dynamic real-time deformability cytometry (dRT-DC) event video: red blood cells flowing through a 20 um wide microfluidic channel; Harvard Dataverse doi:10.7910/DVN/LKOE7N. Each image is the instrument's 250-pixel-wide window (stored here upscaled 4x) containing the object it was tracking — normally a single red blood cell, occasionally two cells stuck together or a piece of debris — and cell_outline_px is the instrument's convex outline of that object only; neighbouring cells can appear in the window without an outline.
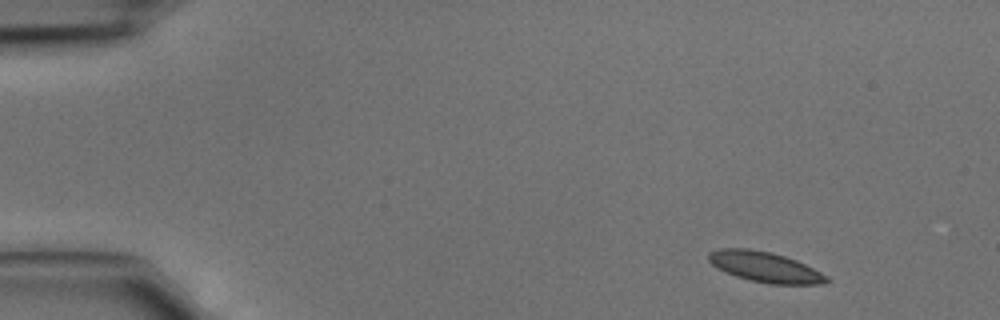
{"species": "common noctule bat (a hibernating species)", "species_latin": "Nyctalus noctula", "temperature_condition": "cold", "stored_images_in_passage": 4, "camera_frame_rate_fps": 3000, "um_per_image_px": 0.085, "animal": {"sex": "male", "body_mass_g": 15.6}, "frame": {"image": 1, "passage_image": 1, "time_ms": 0.0, "image_size_px": [1000, 320], "cell_outline_px": [[832, 280], [820, 284], [768, 284], [736, 276], [712, 264], [708, 260], [708, 252], [720, 248], [748, 248], [772, 252], [796, 260], [828, 276]], "centroid_in_image_um": [65.04, 22.68], "position_along_channel_um": 20.0, "area_um2": 20.69}}
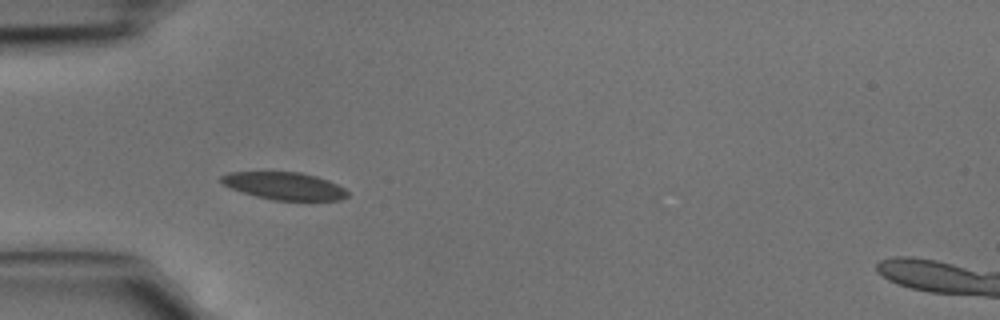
{"frame": {"image": 2, "passage_image": 3, "time_ms": 0.667, "image_size_px": [1000, 320], "cell_outline_px": [[348, 196], [340, 200], [276, 200], [256, 196], [232, 188], [224, 184], [220, 180], [220, 176], [228, 172], [300, 172], [316, 176], [328, 180], [344, 188], [348, 192]], "centroid_in_image_um": [24.18, 15.8], "position_along_channel_um": 60.8, "area_um2": 20.0}}